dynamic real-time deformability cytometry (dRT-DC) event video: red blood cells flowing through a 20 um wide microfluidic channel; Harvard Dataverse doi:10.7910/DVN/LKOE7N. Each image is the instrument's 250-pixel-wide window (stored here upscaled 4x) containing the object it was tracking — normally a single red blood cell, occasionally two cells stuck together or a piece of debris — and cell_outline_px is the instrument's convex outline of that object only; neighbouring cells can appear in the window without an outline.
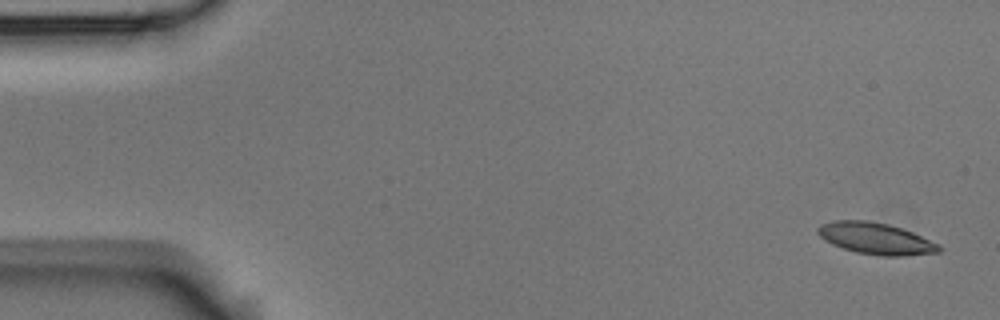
{"species": "Egyptian fruit bat (a non-hibernating species)", "species_latin": "Rousettus aegyptiacus", "temperature_condition": "room temperature", "stored_images_in_passage": 5, "camera_frame_rate_fps": 3000, "um_per_image_px": 0.085, "animal": {"sex": "male"}, "frame": {"image": 1, "passage_image": 1, "time_ms": 0.0, "image_size_px": [1000, 320], "cell_outline_px": [[944, 248], [940, 252], [904, 256], [880, 256], [856, 252], [832, 244], [820, 236], [816, 232], [816, 228], [820, 224], [832, 220], [868, 220], [888, 224], [912, 232], [940, 244]], "centroid_in_image_um": [74.45, 20.27], "position_along_channel_um": 10.6, "area_um2": 22.43}}
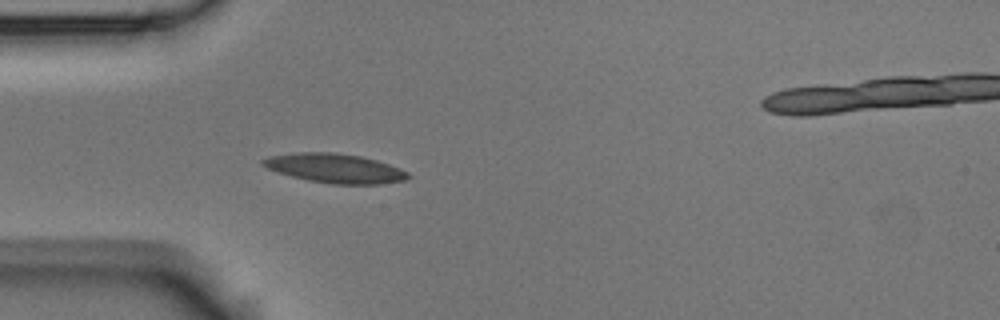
{"frame": {"image": 2, "passage_image": 5, "time_ms": 1.333, "image_size_px": [1000, 320], "cell_outline_px": [[412, 176], [404, 180], [380, 184], [332, 184], [308, 180], [292, 176], [268, 168], [260, 164], [260, 160], [268, 156], [296, 152], [332, 152], [360, 156], [376, 160], [400, 168], [408, 172]], "centroid_in_image_um": [28.46, 14.3], "position_along_channel_um": 56.5, "area_um2": 24.68}}